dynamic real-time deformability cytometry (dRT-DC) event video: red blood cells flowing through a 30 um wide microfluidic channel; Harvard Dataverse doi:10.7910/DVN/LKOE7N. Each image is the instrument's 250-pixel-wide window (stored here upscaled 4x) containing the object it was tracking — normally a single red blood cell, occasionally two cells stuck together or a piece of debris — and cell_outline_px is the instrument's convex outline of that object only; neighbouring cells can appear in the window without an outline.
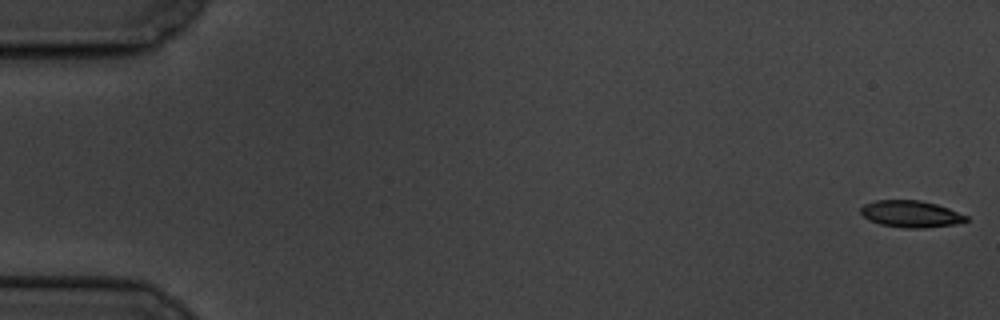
{"species": "common noctule bat (a hibernating species)", "species_latin": "Nyctalus noctula", "temperature_condition": "cold", "stored_images_in_passage": 5, "camera_frame_rate_fps": 3000, "um_per_image_px": 0.085, "animal": {"sex": "male", "body_mass_g": 19.5, "forearm_length_mm": 54.6}, "frame": {"image": 1, "passage_image": 1, "time_ms": 0.0, "image_size_px": [1000, 320], "cell_outline_px": [[968, 220], [956, 224], [924, 228], [904, 228], [880, 224], [868, 220], [860, 212], [860, 208], [864, 204], [876, 200], [920, 200], [936, 204], [948, 208], [968, 216]], "centroid_in_image_um": [77.41, 18.19], "position_along_channel_um": 7.6, "area_um2": 16.47}}